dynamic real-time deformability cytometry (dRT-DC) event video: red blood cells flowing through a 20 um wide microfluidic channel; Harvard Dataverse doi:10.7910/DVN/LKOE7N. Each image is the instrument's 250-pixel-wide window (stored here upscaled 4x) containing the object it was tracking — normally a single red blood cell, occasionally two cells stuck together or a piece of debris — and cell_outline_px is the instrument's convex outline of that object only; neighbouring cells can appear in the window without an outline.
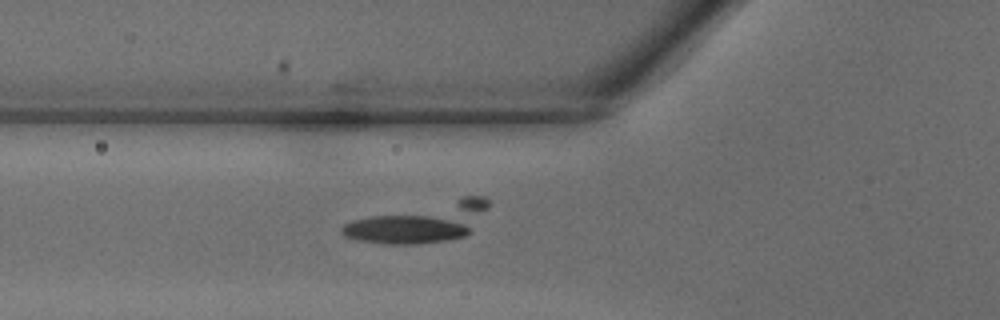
{"species": "common noctule bat (a hibernating species)", "species_latin": "Nyctalus noctula", "temperature_condition": "warm", "stored_images_in_passage": 40, "segment_of_instrument_passage": [2, 2], "camera_frame_rate_fps": 3000, "um_per_image_px": 0.085, "animal": {"sex": "male", "body_mass_g": 18.8}, "frame": {"image": 1, "passage_image": 14, "time_ms": 4.333, "image_size_px": [1000, 320], "cell_outline_px": [[492, 204], [468, 232], [464, 236], [448, 240], [416, 244], [384, 244], [360, 240], [344, 236], [340, 232], [340, 228], [344, 224], [352, 220], [368, 216], [464, 196], [484, 196]], "centroid_in_image_um": [35.71, 18.9], "position_along_channel_um": 90.1, "area_um2": 33.35}}
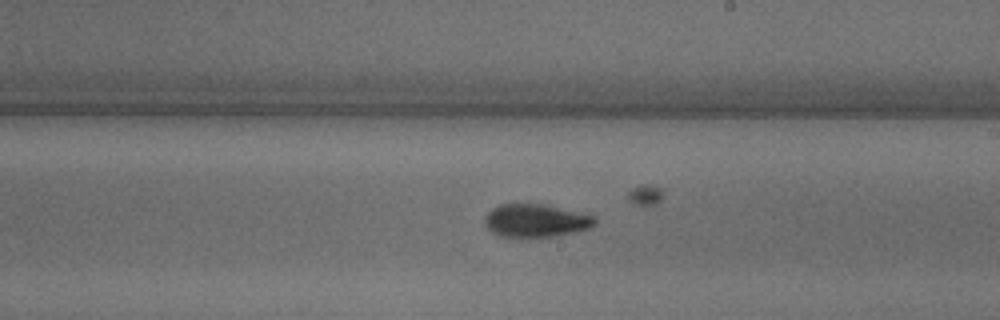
{"frame": {"image": 2, "passage_image": 23, "time_ms": 7.333, "image_size_px": [1000, 320], "cell_outline_px": [[596, 224], [592, 228], [576, 232], [552, 236], [520, 240], [500, 236], [492, 232], [484, 224], [484, 216], [492, 208], [500, 204], [544, 204], [592, 216], [596, 220]], "centroid_in_image_um": [45.48, 18.8], "position_along_channel_um": 243.5, "area_um2": 21.68}}
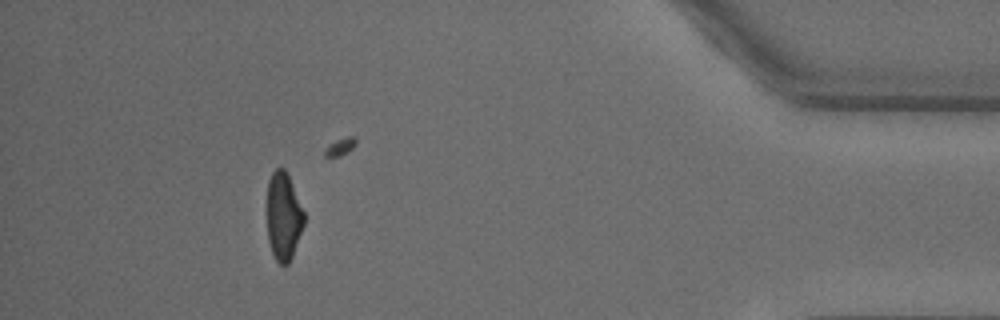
{"frame": {"image": 3, "passage_image": 36, "time_ms": 11.667, "image_size_px": [1000, 320], "cell_outline_px": [[304, 224], [292, 256], [288, 264], [280, 264], [276, 260], [272, 252], [268, 240], [268, 180], [272, 172], [276, 168], [284, 168], [288, 176], [304, 212]], "centroid_in_image_um": [24.09, 18.39], "position_along_channel_um": 411.1, "area_um2": 18.55}}